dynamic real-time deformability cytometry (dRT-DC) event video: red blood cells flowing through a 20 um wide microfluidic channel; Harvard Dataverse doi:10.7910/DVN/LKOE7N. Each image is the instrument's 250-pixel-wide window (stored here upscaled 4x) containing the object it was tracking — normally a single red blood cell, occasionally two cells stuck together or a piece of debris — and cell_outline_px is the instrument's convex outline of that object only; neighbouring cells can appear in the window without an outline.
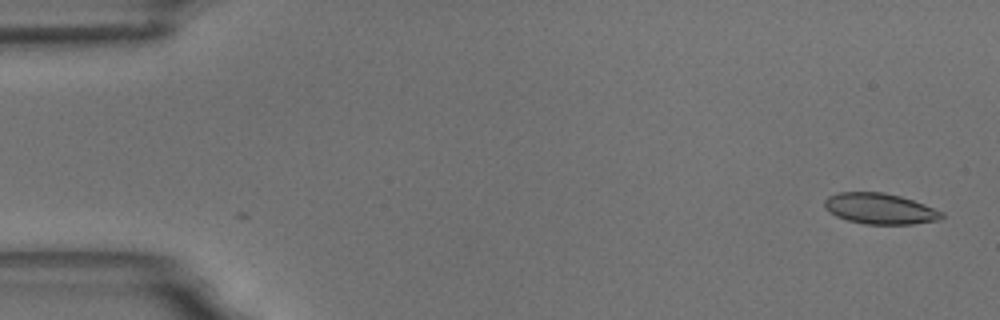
{"species": "common noctule bat (a hibernating species)", "species_latin": "Nyctalus noctula", "temperature_condition": "room temperature", "stored_images_in_passage": 4, "camera_frame_rate_fps": 3000, "um_per_image_px": 0.085, "animal": {"sex": "male", "body_mass_g": 18.8}, "frame": {"image": 1, "passage_image": 4, "time_ms": 1.0, "image_size_px": [1000, 320], "cell_outline_px": [[944, 216], [940, 220], [912, 224], [864, 224], [848, 220], [836, 216], [828, 212], [824, 208], [824, 200], [828, 196], [840, 192], [884, 192], [900, 196], [924, 204], [944, 212]], "centroid_in_image_um": [74.78, 17.74], "position_along_channel_um": 10.2, "area_um2": 21.15}}